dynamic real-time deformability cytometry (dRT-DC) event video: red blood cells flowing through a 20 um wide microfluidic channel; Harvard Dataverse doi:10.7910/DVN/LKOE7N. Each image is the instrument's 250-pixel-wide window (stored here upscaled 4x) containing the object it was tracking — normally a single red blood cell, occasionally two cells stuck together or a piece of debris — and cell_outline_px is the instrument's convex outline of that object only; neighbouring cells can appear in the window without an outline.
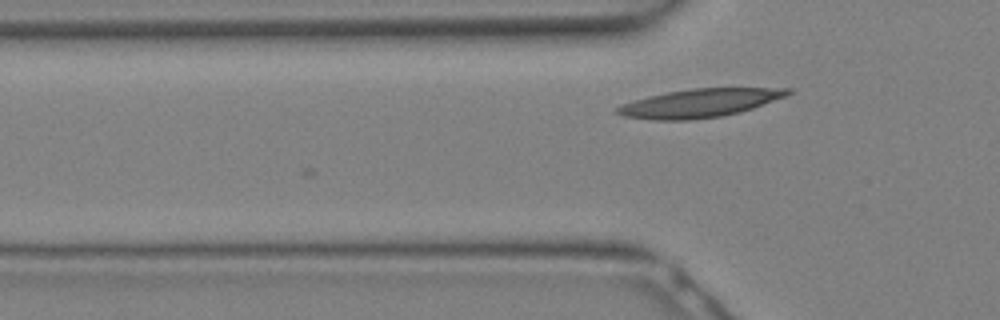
{"species": "Egyptian fruit bat (a non-hibernating species)", "species_latin": "Rousettus aegyptiacus", "temperature_condition": "warm", "stored_images_in_passage": 4, "camera_frame_rate_fps": 3000, "um_per_image_px": 0.085, "animal": {"sex": "female"}, "frame": {"image": 1, "passage_image": 4, "time_ms": 1.0, "image_size_px": [1000, 320], "cell_outline_px": [[792, 92], [784, 96], [752, 108], [740, 112], [720, 116], [688, 120], [652, 120], [624, 116], [616, 112], [616, 108], [620, 104], [668, 92], [692, 88], [792, 88]], "centroid_in_image_um": [59.45, 8.76], "position_along_channel_um": 66.3, "area_um2": 27.74}}